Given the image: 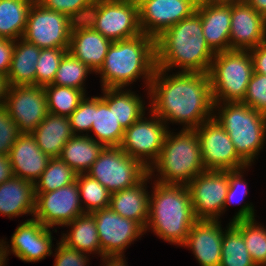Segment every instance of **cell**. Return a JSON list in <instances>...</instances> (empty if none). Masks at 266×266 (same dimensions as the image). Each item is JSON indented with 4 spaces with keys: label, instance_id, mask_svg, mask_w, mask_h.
<instances>
[{
    "label": "cell",
    "instance_id": "1",
    "mask_svg": "<svg viewBox=\"0 0 266 266\" xmlns=\"http://www.w3.org/2000/svg\"><path fill=\"white\" fill-rule=\"evenodd\" d=\"M164 72L156 68L148 88L153 99L151 112L164 122L185 123V129H196L213 117L214 101L208 73L178 72L166 76Z\"/></svg>",
    "mask_w": 266,
    "mask_h": 266
},
{
    "label": "cell",
    "instance_id": "2",
    "mask_svg": "<svg viewBox=\"0 0 266 266\" xmlns=\"http://www.w3.org/2000/svg\"><path fill=\"white\" fill-rule=\"evenodd\" d=\"M155 51L157 68L169 71L178 66L188 73H208L216 54L206 42L196 11L155 38Z\"/></svg>",
    "mask_w": 266,
    "mask_h": 266
},
{
    "label": "cell",
    "instance_id": "3",
    "mask_svg": "<svg viewBox=\"0 0 266 266\" xmlns=\"http://www.w3.org/2000/svg\"><path fill=\"white\" fill-rule=\"evenodd\" d=\"M156 68L155 39L142 33L112 42L96 73L101 75L103 88H123L143 75L150 87Z\"/></svg>",
    "mask_w": 266,
    "mask_h": 266
},
{
    "label": "cell",
    "instance_id": "4",
    "mask_svg": "<svg viewBox=\"0 0 266 266\" xmlns=\"http://www.w3.org/2000/svg\"><path fill=\"white\" fill-rule=\"evenodd\" d=\"M153 188L145 231L151 226L153 232L163 240L183 245L197 221L188 186L155 182Z\"/></svg>",
    "mask_w": 266,
    "mask_h": 266
},
{
    "label": "cell",
    "instance_id": "5",
    "mask_svg": "<svg viewBox=\"0 0 266 266\" xmlns=\"http://www.w3.org/2000/svg\"><path fill=\"white\" fill-rule=\"evenodd\" d=\"M153 166L149 168V175L152 176L157 169L161 177L156 181L164 184L188 185L205 171L195 129L183 128L177 135L168 131L159 158Z\"/></svg>",
    "mask_w": 266,
    "mask_h": 266
},
{
    "label": "cell",
    "instance_id": "6",
    "mask_svg": "<svg viewBox=\"0 0 266 266\" xmlns=\"http://www.w3.org/2000/svg\"><path fill=\"white\" fill-rule=\"evenodd\" d=\"M223 105L219 117L213 115V118L228 133L238 156L251 166V162L263 148L266 115L242 102H224Z\"/></svg>",
    "mask_w": 266,
    "mask_h": 266
},
{
    "label": "cell",
    "instance_id": "7",
    "mask_svg": "<svg viewBox=\"0 0 266 266\" xmlns=\"http://www.w3.org/2000/svg\"><path fill=\"white\" fill-rule=\"evenodd\" d=\"M254 72L249 50H228L214 55L208 71L215 108L224 102H241Z\"/></svg>",
    "mask_w": 266,
    "mask_h": 266
},
{
    "label": "cell",
    "instance_id": "8",
    "mask_svg": "<svg viewBox=\"0 0 266 266\" xmlns=\"http://www.w3.org/2000/svg\"><path fill=\"white\" fill-rule=\"evenodd\" d=\"M86 174L115 193L140 183L149 169L120 147H105Z\"/></svg>",
    "mask_w": 266,
    "mask_h": 266
},
{
    "label": "cell",
    "instance_id": "9",
    "mask_svg": "<svg viewBox=\"0 0 266 266\" xmlns=\"http://www.w3.org/2000/svg\"><path fill=\"white\" fill-rule=\"evenodd\" d=\"M85 22L112 42L142 34L138 6L118 0H95Z\"/></svg>",
    "mask_w": 266,
    "mask_h": 266
},
{
    "label": "cell",
    "instance_id": "10",
    "mask_svg": "<svg viewBox=\"0 0 266 266\" xmlns=\"http://www.w3.org/2000/svg\"><path fill=\"white\" fill-rule=\"evenodd\" d=\"M74 21L68 16L39 4L31 5L23 39L40 49L69 48Z\"/></svg>",
    "mask_w": 266,
    "mask_h": 266
},
{
    "label": "cell",
    "instance_id": "11",
    "mask_svg": "<svg viewBox=\"0 0 266 266\" xmlns=\"http://www.w3.org/2000/svg\"><path fill=\"white\" fill-rule=\"evenodd\" d=\"M206 170H239L248 165L238 156L224 128L212 117L195 129Z\"/></svg>",
    "mask_w": 266,
    "mask_h": 266
},
{
    "label": "cell",
    "instance_id": "12",
    "mask_svg": "<svg viewBox=\"0 0 266 266\" xmlns=\"http://www.w3.org/2000/svg\"><path fill=\"white\" fill-rule=\"evenodd\" d=\"M151 113L150 121L146 118L143 120L142 116L125 129L122 142L119 146L126 154L140 161L148 169L159 158L165 136L168 132V129H166L167 125H165L166 122L157 117L153 112ZM147 159L151 161L148 163Z\"/></svg>",
    "mask_w": 266,
    "mask_h": 266
},
{
    "label": "cell",
    "instance_id": "13",
    "mask_svg": "<svg viewBox=\"0 0 266 266\" xmlns=\"http://www.w3.org/2000/svg\"><path fill=\"white\" fill-rule=\"evenodd\" d=\"M228 171L205 170L187 186L197 220H218L228 192Z\"/></svg>",
    "mask_w": 266,
    "mask_h": 266
},
{
    "label": "cell",
    "instance_id": "14",
    "mask_svg": "<svg viewBox=\"0 0 266 266\" xmlns=\"http://www.w3.org/2000/svg\"><path fill=\"white\" fill-rule=\"evenodd\" d=\"M34 219L45 227L67 225L84 213L77 181L47 193H35Z\"/></svg>",
    "mask_w": 266,
    "mask_h": 266
},
{
    "label": "cell",
    "instance_id": "15",
    "mask_svg": "<svg viewBox=\"0 0 266 266\" xmlns=\"http://www.w3.org/2000/svg\"><path fill=\"white\" fill-rule=\"evenodd\" d=\"M5 107L22 133H32L49 114L42 86H9Z\"/></svg>",
    "mask_w": 266,
    "mask_h": 266
},
{
    "label": "cell",
    "instance_id": "16",
    "mask_svg": "<svg viewBox=\"0 0 266 266\" xmlns=\"http://www.w3.org/2000/svg\"><path fill=\"white\" fill-rule=\"evenodd\" d=\"M97 225L103 257L123 256V250L139 238L145 229L136 221L118 215L110 207L91 213Z\"/></svg>",
    "mask_w": 266,
    "mask_h": 266
},
{
    "label": "cell",
    "instance_id": "17",
    "mask_svg": "<svg viewBox=\"0 0 266 266\" xmlns=\"http://www.w3.org/2000/svg\"><path fill=\"white\" fill-rule=\"evenodd\" d=\"M191 0H146L138 7L141 32L157 38L166 29L196 11Z\"/></svg>",
    "mask_w": 266,
    "mask_h": 266
},
{
    "label": "cell",
    "instance_id": "18",
    "mask_svg": "<svg viewBox=\"0 0 266 266\" xmlns=\"http://www.w3.org/2000/svg\"><path fill=\"white\" fill-rule=\"evenodd\" d=\"M266 42V18L246 1L231 4L230 50H251Z\"/></svg>",
    "mask_w": 266,
    "mask_h": 266
},
{
    "label": "cell",
    "instance_id": "19",
    "mask_svg": "<svg viewBox=\"0 0 266 266\" xmlns=\"http://www.w3.org/2000/svg\"><path fill=\"white\" fill-rule=\"evenodd\" d=\"M48 227L32 218L20 224L11 238L12 252L25 262H37L51 255L52 235Z\"/></svg>",
    "mask_w": 266,
    "mask_h": 266
},
{
    "label": "cell",
    "instance_id": "20",
    "mask_svg": "<svg viewBox=\"0 0 266 266\" xmlns=\"http://www.w3.org/2000/svg\"><path fill=\"white\" fill-rule=\"evenodd\" d=\"M111 43L85 21L74 22L68 52L96 73L103 65Z\"/></svg>",
    "mask_w": 266,
    "mask_h": 266
},
{
    "label": "cell",
    "instance_id": "21",
    "mask_svg": "<svg viewBox=\"0 0 266 266\" xmlns=\"http://www.w3.org/2000/svg\"><path fill=\"white\" fill-rule=\"evenodd\" d=\"M223 234L218 220H197L183 246L192 249L201 266H220Z\"/></svg>",
    "mask_w": 266,
    "mask_h": 266
},
{
    "label": "cell",
    "instance_id": "22",
    "mask_svg": "<svg viewBox=\"0 0 266 266\" xmlns=\"http://www.w3.org/2000/svg\"><path fill=\"white\" fill-rule=\"evenodd\" d=\"M13 174L33 184L46 169L50 157L43 153L31 133H22L9 153Z\"/></svg>",
    "mask_w": 266,
    "mask_h": 266
},
{
    "label": "cell",
    "instance_id": "23",
    "mask_svg": "<svg viewBox=\"0 0 266 266\" xmlns=\"http://www.w3.org/2000/svg\"><path fill=\"white\" fill-rule=\"evenodd\" d=\"M196 12L208 46L215 53L230 50L231 4H198Z\"/></svg>",
    "mask_w": 266,
    "mask_h": 266
},
{
    "label": "cell",
    "instance_id": "24",
    "mask_svg": "<svg viewBox=\"0 0 266 266\" xmlns=\"http://www.w3.org/2000/svg\"><path fill=\"white\" fill-rule=\"evenodd\" d=\"M34 184L13 176L0 184V213L10 217L35 212Z\"/></svg>",
    "mask_w": 266,
    "mask_h": 266
},
{
    "label": "cell",
    "instance_id": "25",
    "mask_svg": "<svg viewBox=\"0 0 266 266\" xmlns=\"http://www.w3.org/2000/svg\"><path fill=\"white\" fill-rule=\"evenodd\" d=\"M150 176V177H149ZM151 175H147L137 185L115 193H111L109 207L118 215L138 222L144 229L147 228L150 195L145 189Z\"/></svg>",
    "mask_w": 266,
    "mask_h": 266
},
{
    "label": "cell",
    "instance_id": "26",
    "mask_svg": "<svg viewBox=\"0 0 266 266\" xmlns=\"http://www.w3.org/2000/svg\"><path fill=\"white\" fill-rule=\"evenodd\" d=\"M31 134L39 149L50 158H59L64 145L74 136L69 117L52 113Z\"/></svg>",
    "mask_w": 266,
    "mask_h": 266
},
{
    "label": "cell",
    "instance_id": "27",
    "mask_svg": "<svg viewBox=\"0 0 266 266\" xmlns=\"http://www.w3.org/2000/svg\"><path fill=\"white\" fill-rule=\"evenodd\" d=\"M14 40V50L7 79L9 86H36V63L41 49L25 41ZM16 42V43H15Z\"/></svg>",
    "mask_w": 266,
    "mask_h": 266
},
{
    "label": "cell",
    "instance_id": "28",
    "mask_svg": "<svg viewBox=\"0 0 266 266\" xmlns=\"http://www.w3.org/2000/svg\"><path fill=\"white\" fill-rule=\"evenodd\" d=\"M241 233L256 266H266V229L257 226L252 205H244L231 222Z\"/></svg>",
    "mask_w": 266,
    "mask_h": 266
},
{
    "label": "cell",
    "instance_id": "29",
    "mask_svg": "<svg viewBox=\"0 0 266 266\" xmlns=\"http://www.w3.org/2000/svg\"><path fill=\"white\" fill-rule=\"evenodd\" d=\"M86 135H74L64 145L59 156L77 174H86L105 148L92 136Z\"/></svg>",
    "mask_w": 266,
    "mask_h": 266
},
{
    "label": "cell",
    "instance_id": "30",
    "mask_svg": "<svg viewBox=\"0 0 266 266\" xmlns=\"http://www.w3.org/2000/svg\"><path fill=\"white\" fill-rule=\"evenodd\" d=\"M102 90L105 95L101 98L110 109H113L117 121L124 130L145 115L146 108L141 97L130 90L126 92L122 88H103Z\"/></svg>",
    "mask_w": 266,
    "mask_h": 266
},
{
    "label": "cell",
    "instance_id": "31",
    "mask_svg": "<svg viewBox=\"0 0 266 266\" xmlns=\"http://www.w3.org/2000/svg\"><path fill=\"white\" fill-rule=\"evenodd\" d=\"M91 130L104 147H119L124 129L117 121L113 109L101 97H94V117Z\"/></svg>",
    "mask_w": 266,
    "mask_h": 266
},
{
    "label": "cell",
    "instance_id": "32",
    "mask_svg": "<svg viewBox=\"0 0 266 266\" xmlns=\"http://www.w3.org/2000/svg\"><path fill=\"white\" fill-rule=\"evenodd\" d=\"M66 226H71L72 230L67 234H63L61 241L68 247L76 250L87 252H98L102 257L99 236L95 218L91 213H85L78 216Z\"/></svg>",
    "mask_w": 266,
    "mask_h": 266
},
{
    "label": "cell",
    "instance_id": "33",
    "mask_svg": "<svg viewBox=\"0 0 266 266\" xmlns=\"http://www.w3.org/2000/svg\"><path fill=\"white\" fill-rule=\"evenodd\" d=\"M35 0H0V37L18 41L23 37L27 16Z\"/></svg>",
    "mask_w": 266,
    "mask_h": 266
},
{
    "label": "cell",
    "instance_id": "34",
    "mask_svg": "<svg viewBox=\"0 0 266 266\" xmlns=\"http://www.w3.org/2000/svg\"><path fill=\"white\" fill-rule=\"evenodd\" d=\"M225 231L220 266H256L246 248L242 233L231 222Z\"/></svg>",
    "mask_w": 266,
    "mask_h": 266
},
{
    "label": "cell",
    "instance_id": "35",
    "mask_svg": "<svg viewBox=\"0 0 266 266\" xmlns=\"http://www.w3.org/2000/svg\"><path fill=\"white\" fill-rule=\"evenodd\" d=\"M77 173L60 158H50L46 169L34 183L35 193H47L76 181Z\"/></svg>",
    "mask_w": 266,
    "mask_h": 266
},
{
    "label": "cell",
    "instance_id": "36",
    "mask_svg": "<svg viewBox=\"0 0 266 266\" xmlns=\"http://www.w3.org/2000/svg\"><path fill=\"white\" fill-rule=\"evenodd\" d=\"M46 91L48 112L69 116L85 97V90L49 84L43 87Z\"/></svg>",
    "mask_w": 266,
    "mask_h": 266
},
{
    "label": "cell",
    "instance_id": "37",
    "mask_svg": "<svg viewBox=\"0 0 266 266\" xmlns=\"http://www.w3.org/2000/svg\"><path fill=\"white\" fill-rule=\"evenodd\" d=\"M76 181L80 198L84 200L83 203L86 206V208H84V213H92L109 207L111 192L99 181L91 178L87 174H78Z\"/></svg>",
    "mask_w": 266,
    "mask_h": 266
},
{
    "label": "cell",
    "instance_id": "38",
    "mask_svg": "<svg viewBox=\"0 0 266 266\" xmlns=\"http://www.w3.org/2000/svg\"><path fill=\"white\" fill-rule=\"evenodd\" d=\"M89 71L92 70L67 52L60 61L52 84L84 90L83 84Z\"/></svg>",
    "mask_w": 266,
    "mask_h": 266
},
{
    "label": "cell",
    "instance_id": "39",
    "mask_svg": "<svg viewBox=\"0 0 266 266\" xmlns=\"http://www.w3.org/2000/svg\"><path fill=\"white\" fill-rule=\"evenodd\" d=\"M68 52V48L41 49L36 63V86H46L53 83L60 61Z\"/></svg>",
    "mask_w": 266,
    "mask_h": 266
},
{
    "label": "cell",
    "instance_id": "40",
    "mask_svg": "<svg viewBox=\"0 0 266 266\" xmlns=\"http://www.w3.org/2000/svg\"><path fill=\"white\" fill-rule=\"evenodd\" d=\"M47 9L60 12L74 22L86 21L95 0H36Z\"/></svg>",
    "mask_w": 266,
    "mask_h": 266
},
{
    "label": "cell",
    "instance_id": "41",
    "mask_svg": "<svg viewBox=\"0 0 266 266\" xmlns=\"http://www.w3.org/2000/svg\"><path fill=\"white\" fill-rule=\"evenodd\" d=\"M241 102L266 115V75L253 72Z\"/></svg>",
    "mask_w": 266,
    "mask_h": 266
},
{
    "label": "cell",
    "instance_id": "42",
    "mask_svg": "<svg viewBox=\"0 0 266 266\" xmlns=\"http://www.w3.org/2000/svg\"><path fill=\"white\" fill-rule=\"evenodd\" d=\"M21 134L22 132L8 114L6 107H0V155L8 156Z\"/></svg>",
    "mask_w": 266,
    "mask_h": 266
},
{
    "label": "cell",
    "instance_id": "43",
    "mask_svg": "<svg viewBox=\"0 0 266 266\" xmlns=\"http://www.w3.org/2000/svg\"><path fill=\"white\" fill-rule=\"evenodd\" d=\"M68 117L74 135L77 134V131H91L94 117V97L91 99L85 97Z\"/></svg>",
    "mask_w": 266,
    "mask_h": 266
},
{
    "label": "cell",
    "instance_id": "44",
    "mask_svg": "<svg viewBox=\"0 0 266 266\" xmlns=\"http://www.w3.org/2000/svg\"><path fill=\"white\" fill-rule=\"evenodd\" d=\"M56 251L54 266H85L89 260L85 253L68 247L62 241L58 243Z\"/></svg>",
    "mask_w": 266,
    "mask_h": 266
},
{
    "label": "cell",
    "instance_id": "45",
    "mask_svg": "<svg viewBox=\"0 0 266 266\" xmlns=\"http://www.w3.org/2000/svg\"><path fill=\"white\" fill-rule=\"evenodd\" d=\"M241 170L242 169L228 171L229 185L228 192L226 194L224 209L227 207L226 205H229L231 202H233V200H235L237 196L238 201L236 202L240 203L241 200H243V197H245L248 193L246 188L247 185L244 183L245 180L242 179L243 175H241L240 173L242 172Z\"/></svg>",
    "mask_w": 266,
    "mask_h": 266
},
{
    "label": "cell",
    "instance_id": "46",
    "mask_svg": "<svg viewBox=\"0 0 266 266\" xmlns=\"http://www.w3.org/2000/svg\"><path fill=\"white\" fill-rule=\"evenodd\" d=\"M14 50V40L0 37V74L7 76Z\"/></svg>",
    "mask_w": 266,
    "mask_h": 266
},
{
    "label": "cell",
    "instance_id": "47",
    "mask_svg": "<svg viewBox=\"0 0 266 266\" xmlns=\"http://www.w3.org/2000/svg\"><path fill=\"white\" fill-rule=\"evenodd\" d=\"M249 51L253 60L254 72L266 75V42Z\"/></svg>",
    "mask_w": 266,
    "mask_h": 266
},
{
    "label": "cell",
    "instance_id": "48",
    "mask_svg": "<svg viewBox=\"0 0 266 266\" xmlns=\"http://www.w3.org/2000/svg\"><path fill=\"white\" fill-rule=\"evenodd\" d=\"M14 176L9 156L0 155V184Z\"/></svg>",
    "mask_w": 266,
    "mask_h": 266
},
{
    "label": "cell",
    "instance_id": "49",
    "mask_svg": "<svg viewBox=\"0 0 266 266\" xmlns=\"http://www.w3.org/2000/svg\"><path fill=\"white\" fill-rule=\"evenodd\" d=\"M9 83L7 76L0 74V107L5 106Z\"/></svg>",
    "mask_w": 266,
    "mask_h": 266
},
{
    "label": "cell",
    "instance_id": "50",
    "mask_svg": "<svg viewBox=\"0 0 266 266\" xmlns=\"http://www.w3.org/2000/svg\"><path fill=\"white\" fill-rule=\"evenodd\" d=\"M246 2L266 18V0H246Z\"/></svg>",
    "mask_w": 266,
    "mask_h": 266
},
{
    "label": "cell",
    "instance_id": "51",
    "mask_svg": "<svg viewBox=\"0 0 266 266\" xmlns=\"http://www.w3.org/2000/svg\"><path fill=\"white\" fill-rule=\"evenodd\" d=\"M124 256H105L102 257L106 266H126ZM107 262V263H106Z\"/></svg>",
    "mask_w": 266,
    "mask_h": 266
},
{
    "label": "cell",
    "instance_id": "52",
    "mask_svg": "<svg viewBox=\"0 0 266 266\" xmlns=\"http://www.w3.org/2000/svg\"><path fill=\"white\" fill-rule=\"evenodd\" d=\"M243 0H199V4H233Z\"/></svg>",
    "mask_w": 266,
    "mask_h": 266
},
{
    "label": "cell",
    "instance_id": "53",
    "mask_svg": "<svg viewBox=\"0 0 266 266\" xmlns=\"http://www.w3.org/2000/svg\"><path fill=\"white\" fill-rule=\"evenodd\" d=\"M5 243L3 240L0 241V266H4L7 254L9 253L7 249L9 246H5Z\"/></svg>",
    "mask_w": 266,
    "mask_h": 266
},
{
    "label": "cell",
    "instance_id": "54",
    "mask_svg": "<svg viewBox=\"0 0 266 266\" xmlns=\"http://www.w3.org/2000/svg\"><path fill=\"white\" fill-rule=\"evenodd\" d=\"M124 3H128V4H132V5H136V6H140L144 1L146 0H118Z\"/></svg>",
    "mask_w": 266,
    "mask_h": 266
},
{
    "label": "cell",
    "instance_id": "55",
    "mask_svg": "<svg viewBox=\"0 0 266 266\" xmlns=\"http://www.w3.org/2000/svg\"><path fill=\"white\" fill-rule=\"evenodd\" d=\"M196 6L199 4V0H191Z\"/></svg>",
    "mask_w": 266,
    "mask_h": 266
}]
</instances>
